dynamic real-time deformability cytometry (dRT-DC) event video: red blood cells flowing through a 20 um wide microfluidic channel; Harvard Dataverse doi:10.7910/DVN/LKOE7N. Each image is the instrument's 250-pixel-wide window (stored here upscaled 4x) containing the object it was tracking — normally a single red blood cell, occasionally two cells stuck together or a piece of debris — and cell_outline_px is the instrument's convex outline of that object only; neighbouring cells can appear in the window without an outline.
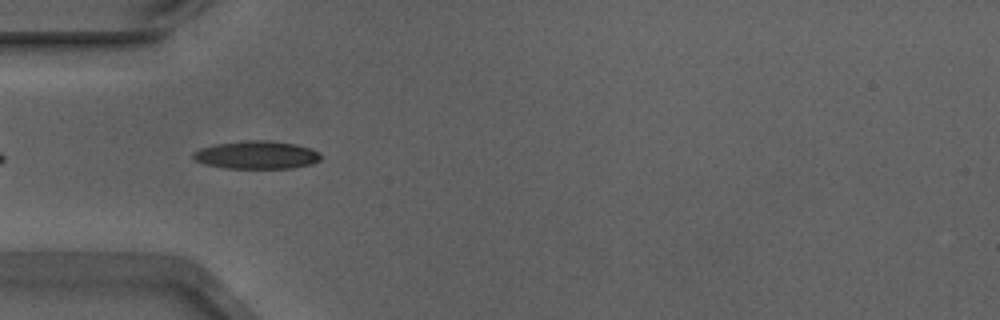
{"species": "Egyptian fruit bat (a non-hibernating species)", "species_latin": "Rousettus aegyptiacus", "temperature_condition": "warm", "stored_images_in_passage": 39, "camera_frame_rate_fps": 3000, "um_per_image_px": 0.085, "animal": {"sex": "male"}, "frame": {"image": 1, "passage_image": 3, "time_ms": 0.667, "image_size_px": [1000, 320], "cell_outline_px": [[324, 156], [320, 160], [312, 164], [292, 168], [224, 168], [204, 164], [196, 160], [192, 156], [192, 152], [200, 148], [216, 144], [244, 140], [264, 140], [296, 144], [312, 148], [320, 152]], "centroid_in_image_um": [21.85, 13.17], "position_along_channel_um": 63.2, "area_um2": 21.04}}
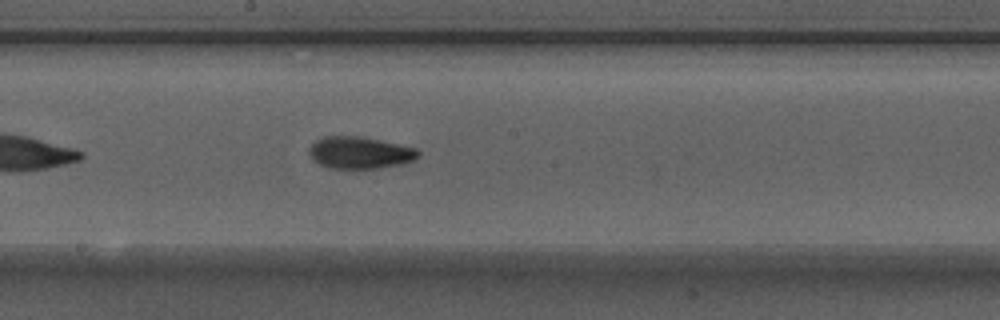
{"frame": {"image": 2, "passage_image": 15, "time_ms": 4.667, "image_size_px": [1000, 320], "cell_outline_px": [[420, 152], [412, 160], [404, 164], [376, 168], [328, 168], [312, 160], [308, 152], [308, 148], [316, 140], [324, 136], [364, 136], [416, 148]], "centroid_in_image_um": [30.55, 12.97], "position_along_channel_um": 217.7, "area_um2": 20.4}}
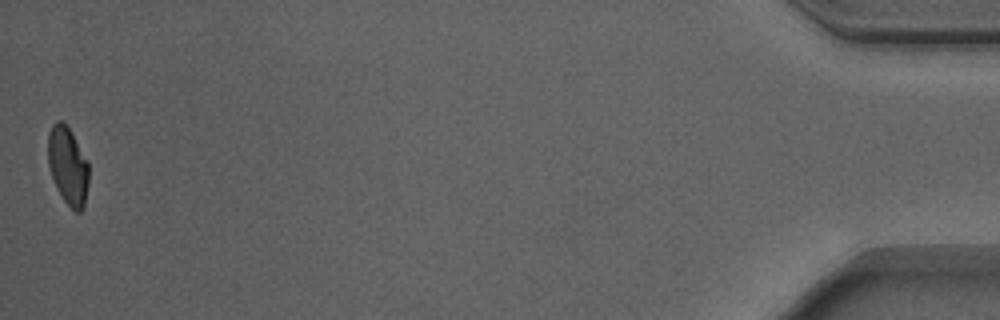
{"frame": {"image": 3, "passage_image": 39, "time_ms": 12.667, "image_size_px": [1000, 320], "cell_outline_px": [[88, 184], [84, 208], [80, 212], [76, 212], [64, 200], [56, 188], [48, 164], [48, 132], [52, 124], [56, 120], [60, 120], [72, 132], [88, 160]], "centroid_in_image_um": [5.77, 14.08], "position_along_channel_um": 429.4, "area_um2": 18.61}, "authors_computed_cell_mechanics": {"area_um2": 19.5364, "velocity_mm_per_s": 3.8878, "shape_relaxation_time_tau1_ms": 5.195, "shape_relaxation_time_tau2_ms": 3.3839, "deformation_change_tau1": 0.1937, "deformation_change_tau2": 0.1013}}